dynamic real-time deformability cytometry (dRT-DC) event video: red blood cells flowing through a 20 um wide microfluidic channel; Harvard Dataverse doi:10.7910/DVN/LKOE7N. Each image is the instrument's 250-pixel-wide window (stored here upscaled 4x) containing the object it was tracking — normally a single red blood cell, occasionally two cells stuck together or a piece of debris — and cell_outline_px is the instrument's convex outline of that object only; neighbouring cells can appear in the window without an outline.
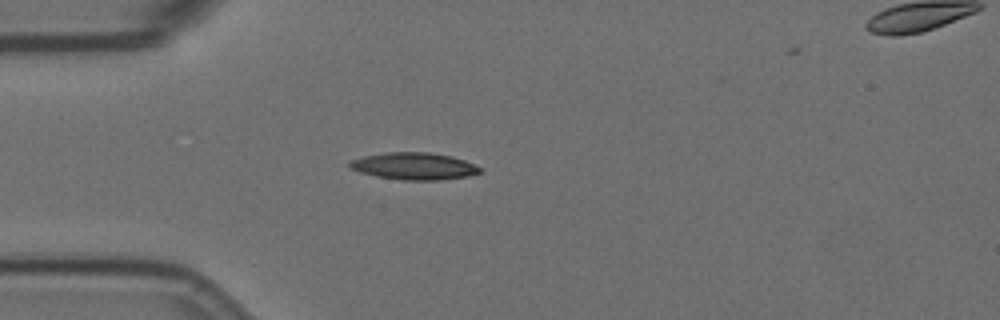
{"species": "Egyptian fruit bat (a non-hibernating species)", "species_latin": "Rousettus aegyptiacus", "temperature_condition": "room temperature", "stored_images_in_passage": 2, "camera_frame_rate_fps": 3000, "um_per_image_px": 0.085, "animal": {"sex": "female"}, "frame": {"image": 1, "passage_image": 1, "time_ms": 0.0, "image_size_px": [1000, 320], "cell_outline_px": [[480, 172], [468, 176], [440, 180], [404, 180], [376, 176], [360, 172], [348, 168], [348, 160], [364, 156], [384, 152], [428, 152], [452, 156], [464, 160], [480, 168]], "centroid_in_image_um": [35.13, 14.11], "position_along_channel_um": 49.9, "area_um2": 20.58}}